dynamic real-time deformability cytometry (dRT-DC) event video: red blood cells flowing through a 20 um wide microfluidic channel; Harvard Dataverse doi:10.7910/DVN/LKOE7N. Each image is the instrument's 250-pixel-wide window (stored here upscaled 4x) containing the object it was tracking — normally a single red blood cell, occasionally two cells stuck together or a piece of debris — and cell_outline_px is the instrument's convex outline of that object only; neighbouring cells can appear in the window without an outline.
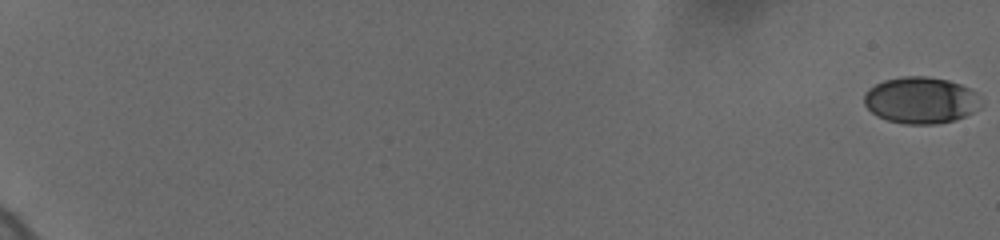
{"species": "human", "species_latin": "Homo sapiens", "temperature_condition": "cold", "stored_images_in_passage": 49, "camera_frame_rate_fps": 3000, "um_per_image_px": 0.085, "donor": {"sex": "female"}, "frame": {"image": 1, "passage_image": 1, "time_ms": 0.0, "image_size_px": [1000, 240], "cell_outline_px": [[984, 104], [980, 108], [956, 120], [936, 124], [904, 124], [888, 120], [876, 116], [864, 104], [864, 92], [868, 88], [884, 80], [904, 76], [924, 76], [948, 80], [960, 84], [976, 92]], "centroid_in_image_um": [78.28, 8.52], "position_along_channel_um": 6.7, "area_um2": 31.96}}
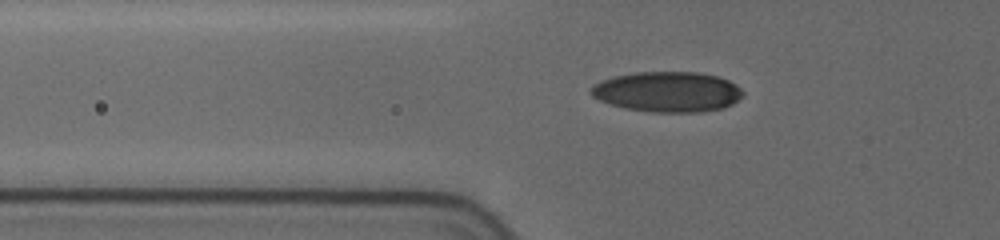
{"frame": {"image": 2, "passage_image": 42, "time_ms": 8.0, "image_size_px": [1000, 240], "cell_outline_px": [[744, 96], [732, 104], [724, 108], [704, 112], [652, 112], [624, 108], [608, 104], [592, 96], [588, 92], [588, 88], [600, 80], [616, 76], [636, 72], [696, 72], [716, 76], [728, 80], [736, 84], [744, 92]], "centroid_in_image_um": [56.72, 7.81], "position_along_channel_um": 69.1, "area_um2": 36.07}}
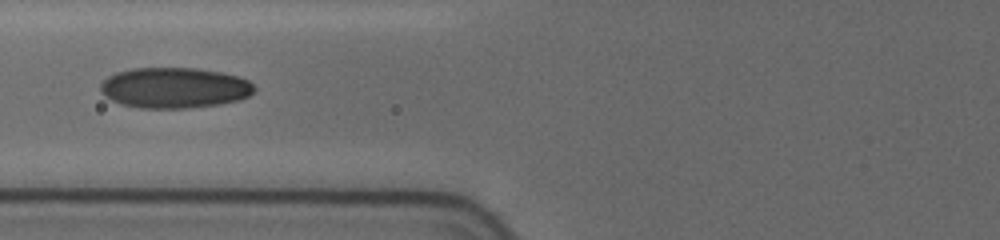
{"frame": {"image": 3, "passage_image": 48, "time_ms": 9.333, "image_size_px": [1000, 240], "cell_outline_px": [[256, 88], [248, 96], [240, 100], [220, 104], [188, 108], [140, 108], [120, 104], [104, 96], [100, 92], [100, 84], [108, 76], [116, 72], [132, 68], [196, 68], [220, 72], [236, 76], [248, 80]], "centroid_in_image_um": [14.8, 7.47], "position_along_channel_um": 111.0, "area_um2": 36.53}}